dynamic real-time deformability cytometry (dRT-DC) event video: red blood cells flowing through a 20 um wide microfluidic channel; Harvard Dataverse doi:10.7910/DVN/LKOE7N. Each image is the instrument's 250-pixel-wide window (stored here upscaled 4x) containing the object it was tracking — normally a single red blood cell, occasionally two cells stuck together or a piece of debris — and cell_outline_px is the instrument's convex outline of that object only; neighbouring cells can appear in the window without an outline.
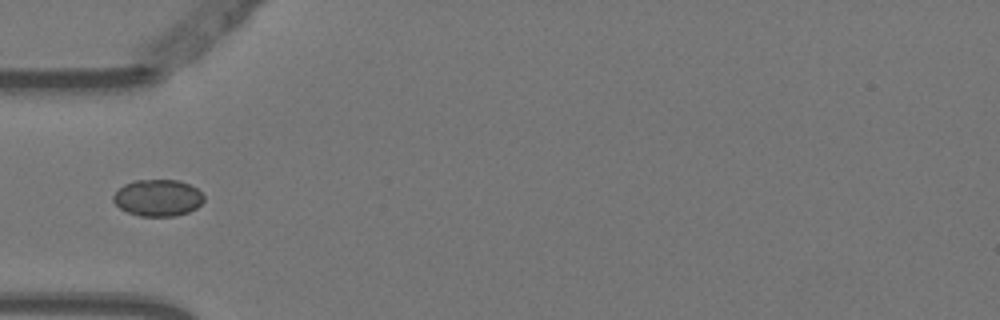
{"species": "Egyptian fruit bat (a non-hibernating species)", "species_latin": "Rousettus aegyptiacus", "temperature_condition": "warm", "stored_images_in_passage": 7, "camera_frame_rate_fps": 3000, "um_per_image_px": 0.085, "animal": {"sex": "female"}, "frame": {"image": 1, "passage_image": 4, "time_ms": 1.0, "image_size_px": [1000, 320], "cell_outline_px": [[204, 200], [196, 208], [188, 212], [176, 216], [140, 216], [128, 212], [120, 208], [112, 200], [112, 196], [124, 184], [136, 180], [176, 180], [188, 184], [196, 188], [204, 196]], "centroid_in_image_um": [13.41, 16.82], "position_along_channel_um": 71.6, "area_um2": 19.25}}
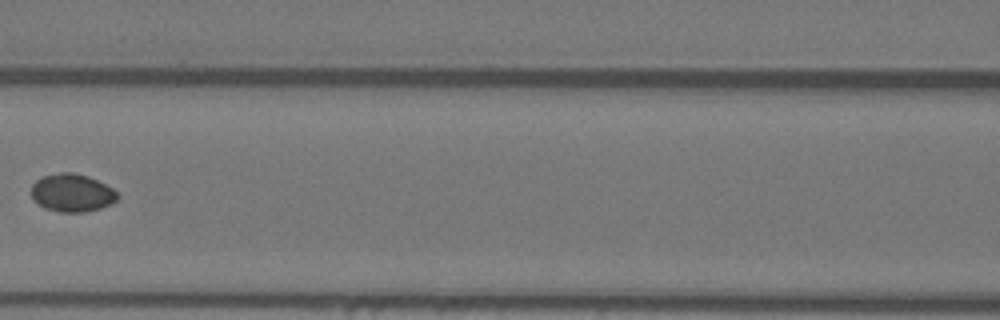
{"frame": {"image": 2, "passage_image": 6, "time_ms": 1.667, "image_size_px": [1000, 320], "cell_outline_px": [[120, 196], [116, 200], [100, 208], [84, 212], [60, 212], [44, 208], [32, 200], [32, 184], [36, 180], [44, 176], [60, 172], [72, 172], [88, 176], [112, 188]], "centroid_in_image_um": [6.09, 16.39], "position_along_channel_um": 160.5, "area_um2": 18.96}}
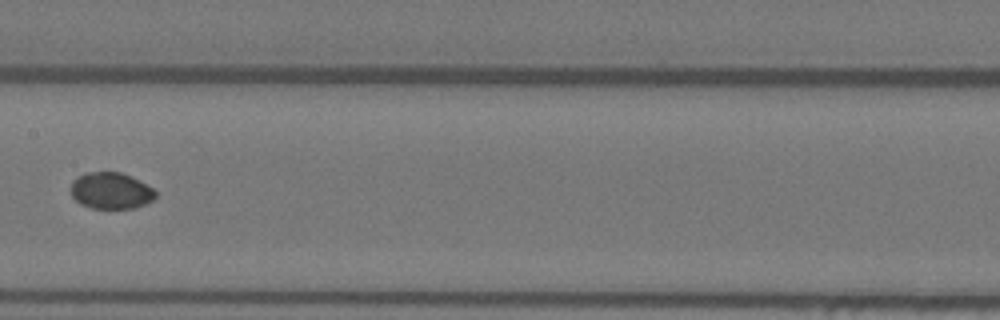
{"frame": {"image": 3, "passage_image": 7, "time_ms": 2.0, "image_size_px": [1000, 320], "cell_outline_px": [[156, 196], [152, 200], [136, 208], [92, 208], [80, 204], [72, 196], [72, 180], [76, 176], [84, 172], [120, 172], [152, 188], [156, 192]], "centroid_in_image_um": [9.38, 16.21], "position_along_channel_um": 198.0, "area_um2": 17.8}}